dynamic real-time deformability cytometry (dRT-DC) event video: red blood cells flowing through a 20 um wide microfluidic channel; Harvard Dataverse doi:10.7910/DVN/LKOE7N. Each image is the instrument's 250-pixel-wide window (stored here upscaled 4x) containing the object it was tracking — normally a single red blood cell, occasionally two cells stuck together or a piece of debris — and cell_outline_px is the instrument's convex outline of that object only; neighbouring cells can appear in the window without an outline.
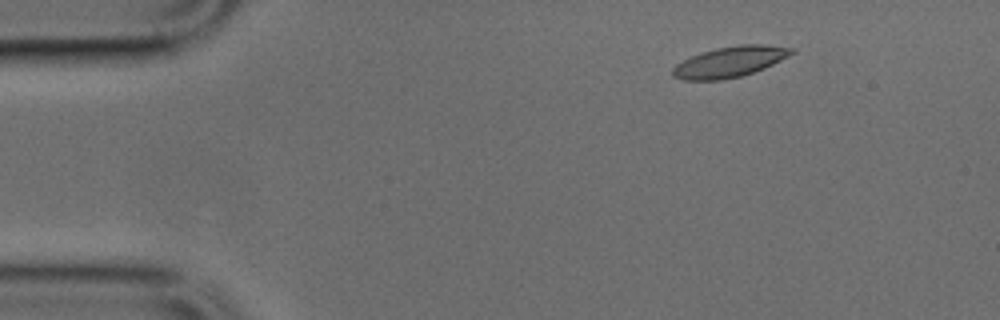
{"species": "common noctule bat (a hibernating species)", "species_latin": "Nyctalus noctula", "temperature_condition": "cold", "stored_images_in_passage": 49, "camera_frame_rate_fps": 3000, "um_per_image_px": 0.085, "animal": {"sex": "male", "body_mass_g": 17.9, "forearm_length_mm": 54.2}, "frame": {"image": 1, "passage_image": 6, "time_ms": 1.667, "image_size_px": [1000, 320], "cell_outline_px": [[796, 52], [764, 68], [740, 76], [720, 80], [684, 80], [672, 76], [672, 68], [676, 64], [700, 52], [716, 48], [740, 44], [764, 44], [796, 48]], "centroid_in_image_um": [62.04, 5.24], "position_along_channel_um": 23.0, "area_um2": 21.21}}
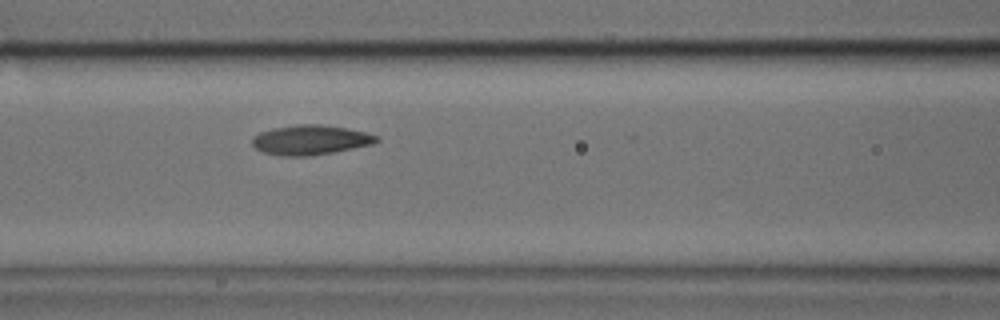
{"frame": {"image": 2, "passage_image": 20, "time_ms": 6.333, "image_size_px": [1000, 320], "cell_outline_px": [[380, 140], [372, 144], [332, 152], [308, 156], [280, 156], [264, 152], [256, 148], [252, 144], [252, 136], [260, 132], [272, 128], [296, 124], [320, 124], [344, 128], [364, 132], [380, 136]], "centroid_in_image_um": [26.36, 11.89], "position_along_channel_um": 140.2, "area_um2": 21.44}}
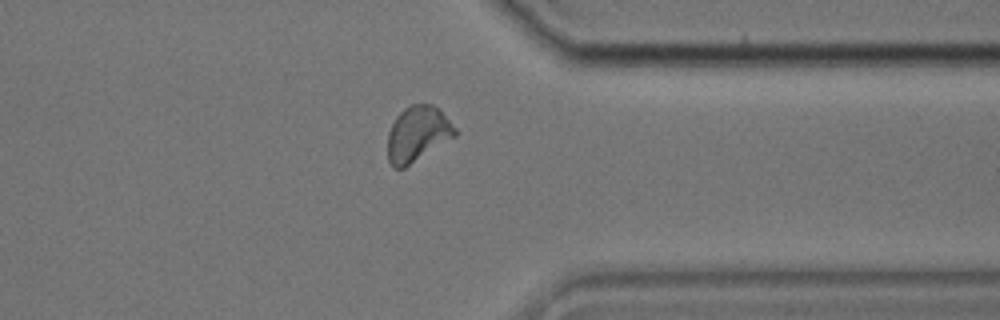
{"frame": {"image": 3, "passage_image": 38, "time_ms": 12.333, "image_size_px": [1000, 320], "cell_outline_px": [[456, 136], [404, 168], [392, 168], [388, 160], [388, 132], [396, 116], [404, 108], [412, 104], [432, 104], [440, 108], [456, 128]], "centroid_in_image_um": [35.5, 11.37], "position_along_channel_um": 375.9, "area_um2": 21.85}}